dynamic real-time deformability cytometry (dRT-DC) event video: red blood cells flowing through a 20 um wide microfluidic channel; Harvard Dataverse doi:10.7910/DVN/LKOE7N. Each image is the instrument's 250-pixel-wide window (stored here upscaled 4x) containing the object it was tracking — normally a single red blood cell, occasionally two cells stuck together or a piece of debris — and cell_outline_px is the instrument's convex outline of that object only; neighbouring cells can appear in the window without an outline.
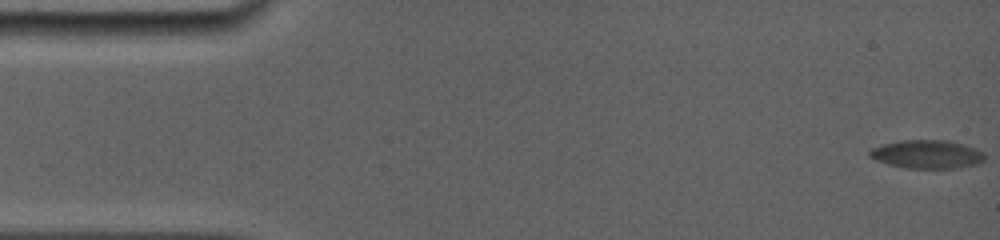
{"species": "common noctule bat (a hibernating species)", "species_latin": "Nyctalus noctula", "temperature_condition": "room temperature", "stored_images_in_passage": 64, "camera_frame_rate_fps": 5000, "um_per_image_px": 0.085, "animal": {"sex": "female", "body_mass_g": 19.0, "forearm_length_mm": 56.7}, "frame": {"image": 1, "passage_image": 1, "time_ms": 0.0, "image_size_px": [1000, 240], "cell_outline_px": [[984, 160], [976, 164], [956, 168], [908, 168], [888, 164], [876, 160], [868, 156], [868, 152], [872, 148], [884, 144], [900, 140], [948, 140], [976, 148], [984, 152]], "centroid_in_image_um": [78.79, 13.11], "position_along_channel_um": 6.2, "area_um2": 19.02}}
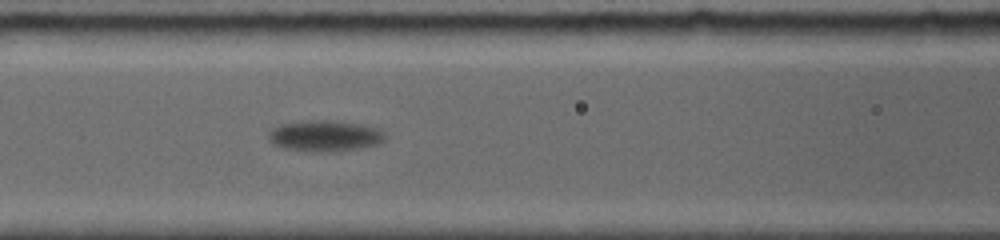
{"frame": {"image": 2, "passage_image": 28, "time_ms": 7.4, "image_size_px": [1000, 240], "cell_outline_px": [[384, 140], [380, 144], [332, 152], [316, 152], [280, 148], [268, 140], [268, 132], [272, 128], [280, 124], [300, 120], [336, 120], [364, 124], [380, 128], [384, 136]], "centroid_in_image_um": [27.58, 11.53], "position_along_channel_um": 139.0, "area_um2": 21.56}}
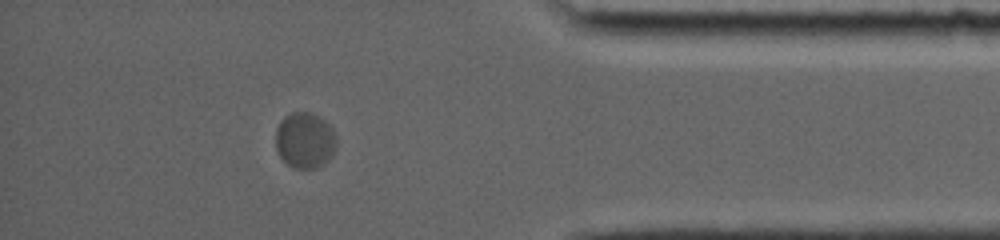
{"frame": {"image": 3, "passage_image": 55, "time_ms": 15.4, "image_size_px": [1000, 240], "cell_outline_px": [[336, 148], [332, 156], [324, 164], [316, 168], [292, 168], [280, 156], [276, 148], [276, 128], [280, 120], [284, 116], [292, 112], [312, 112], [324, 120], [336, 132]], "centroid_in_image_um": [25.93, 11.92], "position_along_channel_um": 409.3, "area_um2": 20.06}, "authors_computed_cell_mechanics": {"area_um2": 19.6231, "velocity_mm_per_s": 3.5904, "shape_relaxation_time_tau1_ms": 2.2648, "shape_relaxation_time_tau2_ms": null, "deformation_change_tau1": 0.1183, "deformation_change_tau2": null}}